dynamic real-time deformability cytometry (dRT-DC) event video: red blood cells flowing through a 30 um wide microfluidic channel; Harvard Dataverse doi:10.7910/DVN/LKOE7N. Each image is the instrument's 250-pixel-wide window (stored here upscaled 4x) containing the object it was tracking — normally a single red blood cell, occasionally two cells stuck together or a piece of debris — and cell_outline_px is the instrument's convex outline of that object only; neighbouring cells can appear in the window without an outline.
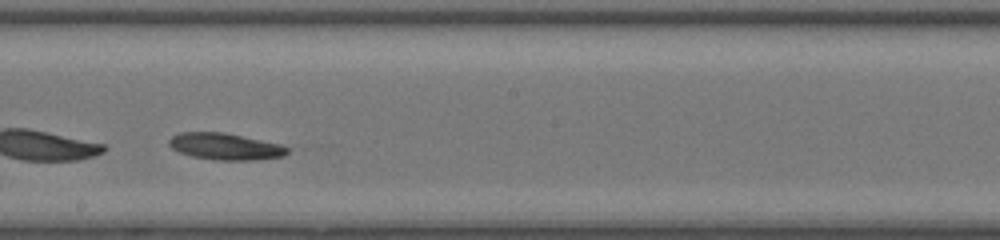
{"species": "common noctule bat (a hibernating species)", "species_latin": "Nyctalus noctula", "temperature_condition": "room temperature", "stored_images_in_passage": 26, "camera_frame_rate_fps": 3000, "um_per_image_px": 0.085, "animal": {"sex": "female", "body_mass_g": 20.0, "forearm_length_mm": 54.0}, "frame": {"image": 1, "passage_image": 15, "time_ms": 4.667, "image_size_px": [1000, 240], "cell_outline_px": [[292, 148], [284, 156], [256, 160], [216, 160], [192, 156], [180, 152], [172, 148], [168, 144], [168, 140], [172, 136], [180, 132], [224, 132], [280, 144]], "centroid_in_image_um": [19.17, 12.45], "position_along_channel_um": 229.0, "area_um2": 18.44}, "authors_computed_cell_mechanics": {"area_um2": 18.5827, "velocity_mm_per_s": 4.1823, "shape_relaxation_time_tau1_ms": 1.9275, "shape_relaxation_time_tau2_ms": null, "deformation_change_tau1": 0.065, "deformation_change_tau2": null}}